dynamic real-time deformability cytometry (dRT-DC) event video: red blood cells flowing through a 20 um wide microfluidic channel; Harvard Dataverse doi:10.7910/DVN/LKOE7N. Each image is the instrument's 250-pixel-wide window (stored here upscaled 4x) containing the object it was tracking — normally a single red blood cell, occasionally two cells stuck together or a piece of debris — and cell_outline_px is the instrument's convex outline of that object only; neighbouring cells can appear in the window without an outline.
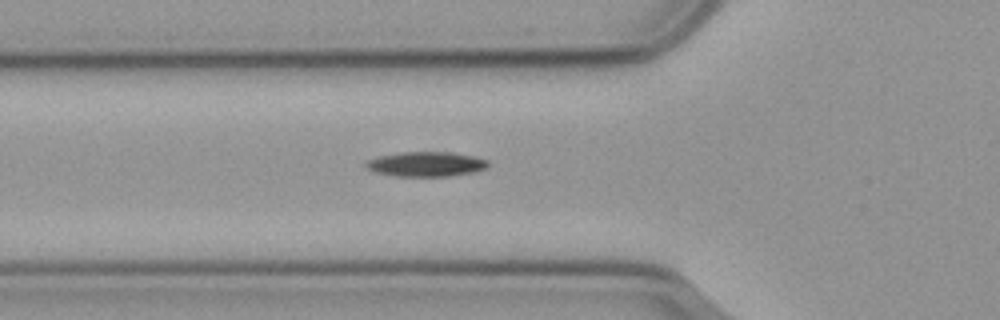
{"species": "common noctule bat (a hibernating species)", "species_latin": "Nyctalus noctula", "temperature_condition": "cold", "stored_images_in_passage": 38, "camera_frame_rate_fps": 3000, "um_per_image_px": 0.085, "animal": {"sex": "male", "body_mass_g": 23.1, "forearm_length_mm": 52.7}, "frame": {"image": 1, "passage_image": 4, "time_ms": 1.0, "image_size_px": [1000, 320], "cell_outline_px": [[488, 164], [484, 168], [472, 172], [448, 176], [396, 176], [376, 172], [368, 168], [364, 164], [368, 160], [376, 156], [400, 152], [452, 152], [476, 156], [488, 160]], "centroid_in_image_um": [36.2, 13.93], "position_along_channel_um": 89.6, "area_um2": 17.57}}
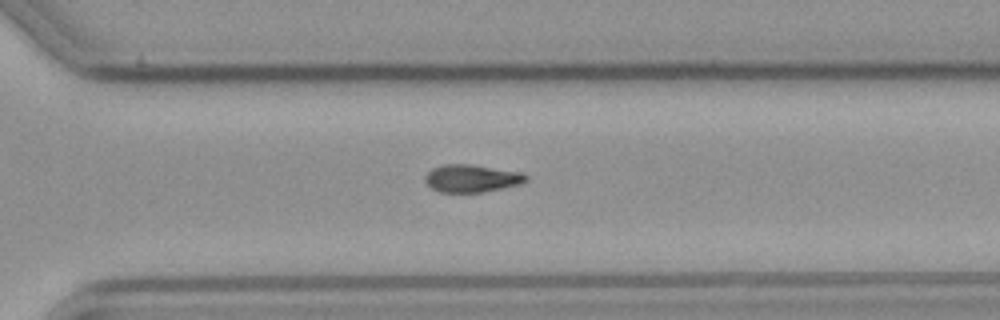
{"frame": {"image": 2, "passage_image": 24, "time_ms": 7.667, "image_size_px": [1000, 320], "cell_outline_px": [[528, 180], [520, 184], [480, 192], [440, 192], [432, 188], [424, 180], [424, 176], [432, 168], [444, 164], [472, 164], [520, 172], [528, 176]], "centroid_in_image_um": [40.07, 15.15], "position_along_channel_um": 330.5, "area_um2": 16.13}}
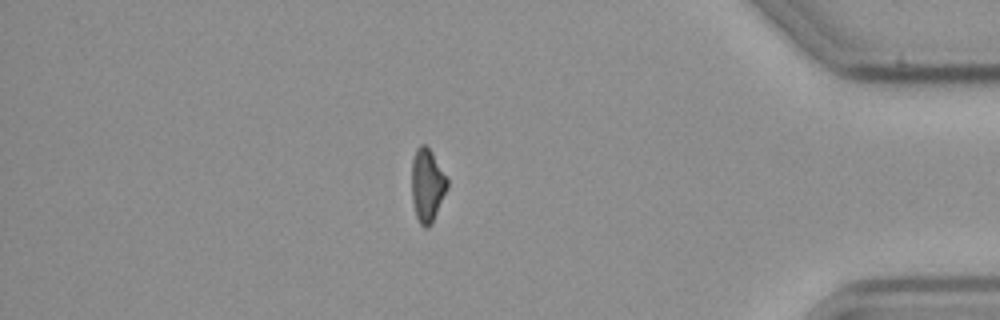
{"frame": {"image": 3, "passage_image": 33, "time_ms": 10.667, "image_size_px": [1000, 320], "cell_outline_px": [[448, 188], [432, 224], [428, 228], [424, 228], [420, 224], [416, 216], [412, 200], [412, 160], [416, 148], [420, 144], [424, 144], [432, 152], [448, 180]], "centroid_in_image_um": [36.31, 15.77], "position_along_channel_um": 398.9, "area_um2": 15.26}, "authors_computed_cell_mechanics": {"area_um2": 16.3863, "velocity_mm_per_s": 3.6045, "shape_relaxation_time_tau1_ms": 5.2504, "shape_relaxation_time_tau2_ms": null, "deformation_change_tau1": 0.1299, "deformation_change_tau2": null}}